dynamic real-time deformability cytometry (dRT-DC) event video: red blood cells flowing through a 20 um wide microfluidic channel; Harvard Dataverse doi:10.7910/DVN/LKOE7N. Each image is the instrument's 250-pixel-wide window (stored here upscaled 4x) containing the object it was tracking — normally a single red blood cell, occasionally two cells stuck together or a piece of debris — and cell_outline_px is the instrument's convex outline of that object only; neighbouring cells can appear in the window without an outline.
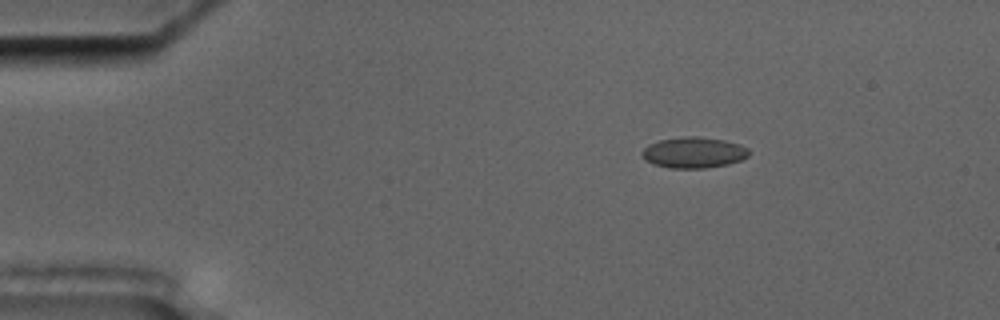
{"species": "common noctule bat (a hibernating species)", "species_latin": "Nyctalus noctula", "temperature_condition": "cold", "stored_images_in_passage": 6, "camera_frame_rate_fps": 3000, "um_per_image_px": 0.085, "animal": {"sex": "male", "body_mass_g": 17.5, "forearm_length_mm": 52.3}, "frame": {"image": 1, "passage_image": 3, "time_ms": 2.667, "image_size_px": [1000, 320], "cell_outline_px": [[748, 156], [740, 160], [728, 164], [704, 168], [668, 168], [644, 160], [640, 152], [648, 144], [660, 140], [684, 136], [696, 136], [724, 140], [740, 144], [748, 148]], "centroid_in_image_um": [58.94, 12.96], "position_along_channel_um": 26.1, "area_um2": 19.25}}